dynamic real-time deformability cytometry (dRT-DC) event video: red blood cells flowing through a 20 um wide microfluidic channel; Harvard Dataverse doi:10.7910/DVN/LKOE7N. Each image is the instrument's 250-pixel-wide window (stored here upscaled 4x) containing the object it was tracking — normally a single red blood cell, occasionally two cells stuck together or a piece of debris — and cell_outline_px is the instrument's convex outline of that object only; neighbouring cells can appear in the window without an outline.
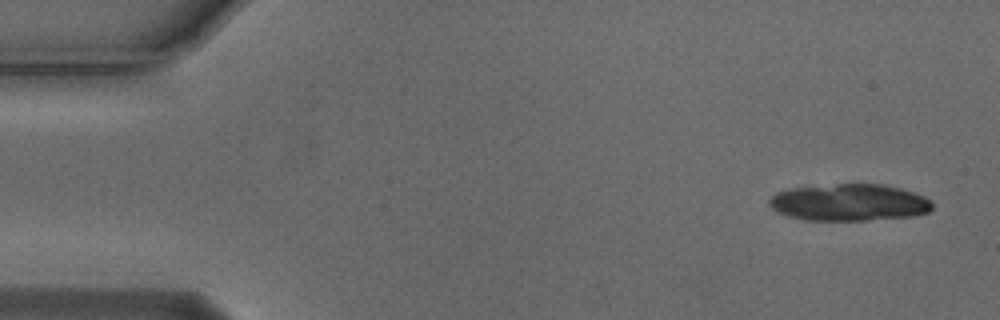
{"species": "Egyptian fruit bat (a non-hibernating species)", "species_latin": "Rousettus aegyptiacus", "temperature_condition": "cold", "stored_images_in_passage": 6, "segment_of_instrument_passage": [1, 2], "camera_frame_rate_fps": 3000, "um_per_image_px": 0.085, "animal": {"sex": "male"}, "frame": {"image": 1, "passage_image": 1, "time_ms": 0.0, "image_size_px": [1000, 320], "cell_outline_px": [[932, 208], [928, 212], [912, 216], [864, 220], [808, 220], [788, 216], [772, 208], [768, 200], [776, 192], [788, 188], [836, 184], [884, 184], [900, 188], [924, 196], [932, 204]], "centroid_in_image_um": [72.17, 17.2], "position_along_channel_um": 12.8, "area_um2": 34.85}}